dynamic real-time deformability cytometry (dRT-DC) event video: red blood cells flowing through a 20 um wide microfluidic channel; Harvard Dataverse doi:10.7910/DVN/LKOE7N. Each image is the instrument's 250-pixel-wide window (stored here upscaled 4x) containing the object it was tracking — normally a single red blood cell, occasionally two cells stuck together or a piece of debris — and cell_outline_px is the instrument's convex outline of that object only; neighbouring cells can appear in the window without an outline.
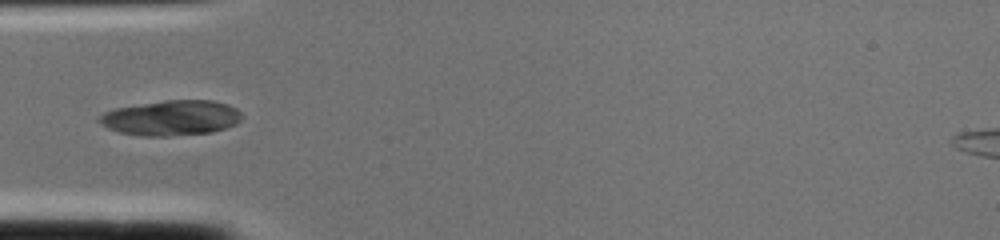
{"species": "common noctule bat (a hibernating species)", "species_latin": "Nyctalus noctula", "temperature_condition": "cold", "stored_images_in_passage": 1, "camera_frame_rate_fps": 3000, "um_per_image_px": 0.085, "animal": {"sex": "female", "body_mass_g": 22.0, "forearm_length_mm": 56.7}, "frame": {"image": 1, "passage_image": 1, "time_ms": 0.0, "image_size_px": [1000, 240], "cell_outline_px": [[240, 120], [236, 124], [212, 132], [168, 136], [140, 136], [120, 132], [108, 128], [100, 124], [96, 120], [96, 116], [104, 112], [116, 108], [164, 100], [212, 100], [228, 104], [236, 108], [240, 112]], "centroid_in_image_um": [14.51, 10.02], "position_along_channel_um": 70.5, "area_um2": 29.3}}